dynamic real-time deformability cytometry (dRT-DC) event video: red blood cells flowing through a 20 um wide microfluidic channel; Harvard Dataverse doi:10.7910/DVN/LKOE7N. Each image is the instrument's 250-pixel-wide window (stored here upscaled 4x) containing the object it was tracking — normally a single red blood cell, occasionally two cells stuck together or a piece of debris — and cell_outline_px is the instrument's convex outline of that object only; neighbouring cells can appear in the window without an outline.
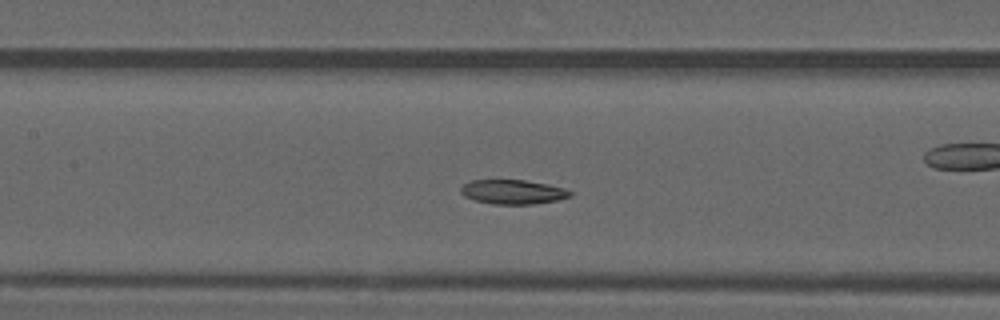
{"species": "common noctule bat (a hibernating species)", "species_latin": "Nyctalus noctula", "temperature_condition": "warm", "stored_images_in_passage": 40, "camera_frame_rate_fps": 3000, "um_per_image_px": 0.085, "animal": {"sex": "male", "forearm_length_mm": 52.5}, "frame": {"image": 1, "passage_image": 12, "time_ms": 3.667, "image_size_px": [1000, 320], "cell_outline_px": [[572, 196], [560, 200], [536, 204], [492, 204], [476, 200], [464, 196], [460, 192], [460, 188], [464, 184], [472, 180], [524, 180], [548, 184], [564, 188], [572, 192]], "centroid_in_image_um": [43.63, 16.32], "position_along_channel_um": 163.8, "area_um2": 15.61}}
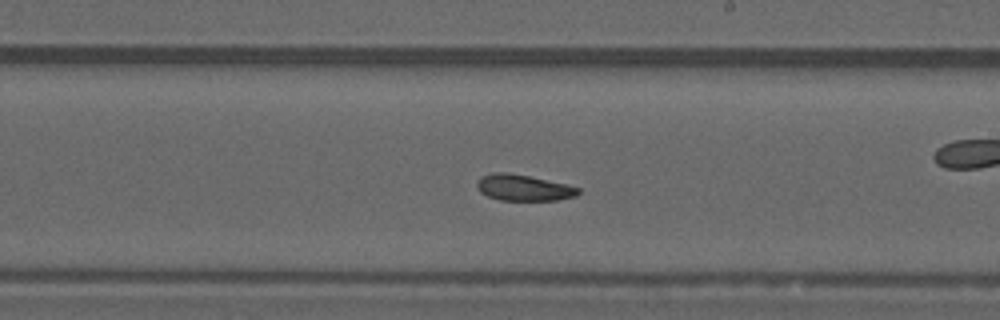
{"frame": {"image": 2, "passage_image": 18, "time_ms": 5.667, "image_size_px": [1000, 320], "cell_outline_px": [[580, 192], [576, 196], [556, 200], [500, 200], [488, 196], [480, 192], [476, 188], [476, 180], [480, 176], [492, 172], [508, 172], [528, 176], [564, 184], [580, 188]], "centroid_in_image_um": [44.43, 15.95], "position_along_channel_um": 244.6, "area_um2": 15.43}}